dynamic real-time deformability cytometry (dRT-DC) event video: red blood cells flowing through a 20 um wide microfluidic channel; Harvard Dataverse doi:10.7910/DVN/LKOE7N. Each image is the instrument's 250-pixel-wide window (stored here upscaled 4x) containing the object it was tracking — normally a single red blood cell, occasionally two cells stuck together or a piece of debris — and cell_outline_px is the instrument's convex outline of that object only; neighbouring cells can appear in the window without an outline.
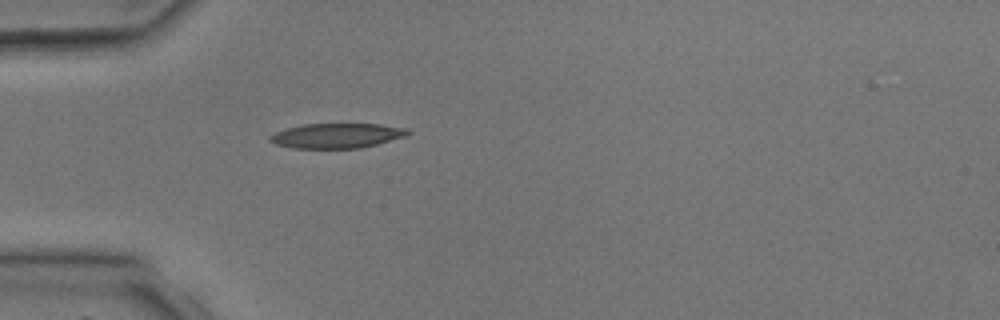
{"species": "common noctule bat (a hibernating species)", "species_latin": "Nyctalus noctula", "temperature_condition": "room temperature", "stored_images_in_passage": 1, "camera_frame_rate_fps": 3000, "um_per_image_px": 0.085, "animal": {"sex": "male", "body_mass_g": 17.9, "forearm_length_mm": 54.2}, "frame": {"image": 1, "passage_image": 1, "time_ms": 0.0, "image_size_px": [1000, 320], "cell_outline_px": [[412, 132], [408, 136], [360, 148], [292, 148], [276, 144], [268, 140], [268, 136], [276, 132], [288, 128], [304, 124], [380, 124], [408, 128]], "centroid_in_image_um": [28.67, 11.53], "position_along_channel_um": 56.3, "area_um2": 20.0}}